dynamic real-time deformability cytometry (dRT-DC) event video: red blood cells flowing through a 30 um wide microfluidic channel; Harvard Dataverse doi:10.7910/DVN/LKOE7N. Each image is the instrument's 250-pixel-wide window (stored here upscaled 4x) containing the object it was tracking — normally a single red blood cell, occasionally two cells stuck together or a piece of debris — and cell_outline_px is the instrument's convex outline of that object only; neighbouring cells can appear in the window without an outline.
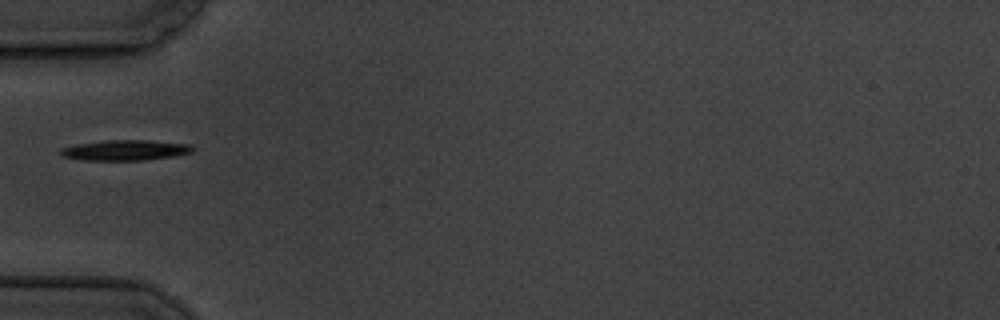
{"species": "common noctule bat (a hibernating species)", "species_latin": "Nyctalus noctula", "temperature_condition": "cold", "stored_images_in_passage": 4, "camera_frame_rate_fps": 3000, "um_per_image_px": 0.085, "animal": {"sex": "male", "body_mass_g": 19.5, "forearm_length_mm": 54.6}, "frame": {"image": 1, "passage_image": 1, "time_ms": 0.0, "image_size_px": [1000, 320], "cell_outline_px": [[196, 148], [192, 152], [176, 156], [140, 160], [84, 160], [64, 156], [60, 152], [60, 148], [76, 144], [108, 140], [148, 140], [192, 144]], "centroid_in_image_um": [10.71, 12.76], "position_along_channel_um": 74.3, "area_um2": 15.72}}
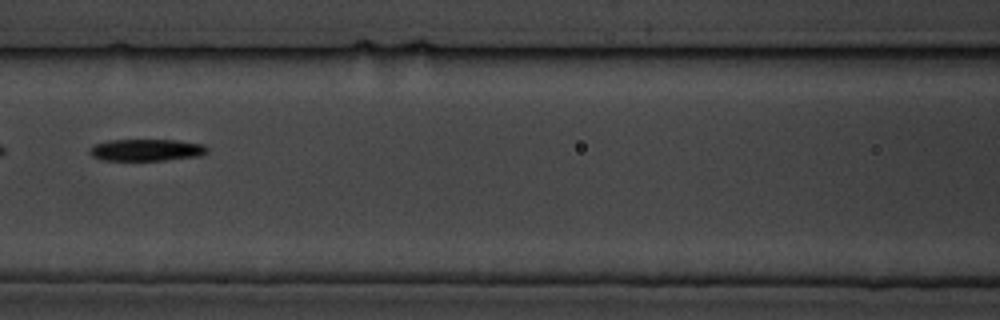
{"frame": {"image": 2, "passage_image": 3, "time_ms": 2.333, "image_size_px": [1000, 320], "cell_outline_px": [[208, 152], [200, 156], [164, 160], [100, 160], [92, 156], [88, 152], [88, 148], [92, 144], [108, 140], [176, 140], [204, 144], [208, 148]], "centroid_in_image_um": [12.41, 12.74], "position_along_channel_um": 154.2, "area_um2": 15.2}}
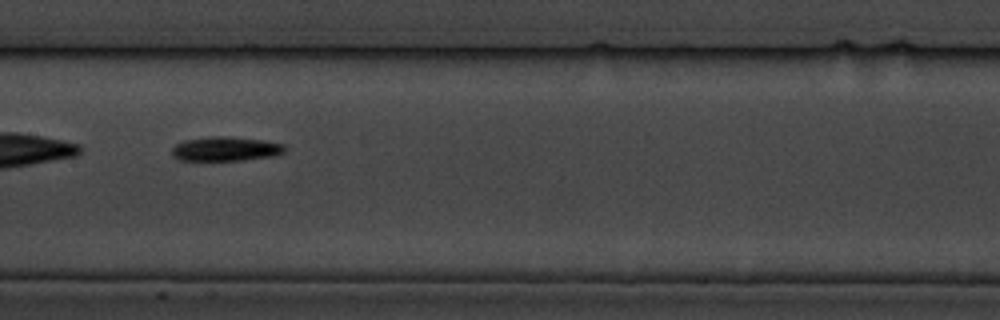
{"frame": {"image": 3, "passage_image": 4, "time_ms": 3.333, "image_size_px": [1000, 320], "cell_outline_px": [[284, 152], [272, 156], [244, 160], [180, 160], [172, 156], [172, 148], [176, 144], [184, 140], [208, 136], [224, 136], [264, 140], [284, 144]], "centroid_in_image_um": [19.15, 12.65], "position_along_channel_um": 188.3, "area_um2": 15.95}}